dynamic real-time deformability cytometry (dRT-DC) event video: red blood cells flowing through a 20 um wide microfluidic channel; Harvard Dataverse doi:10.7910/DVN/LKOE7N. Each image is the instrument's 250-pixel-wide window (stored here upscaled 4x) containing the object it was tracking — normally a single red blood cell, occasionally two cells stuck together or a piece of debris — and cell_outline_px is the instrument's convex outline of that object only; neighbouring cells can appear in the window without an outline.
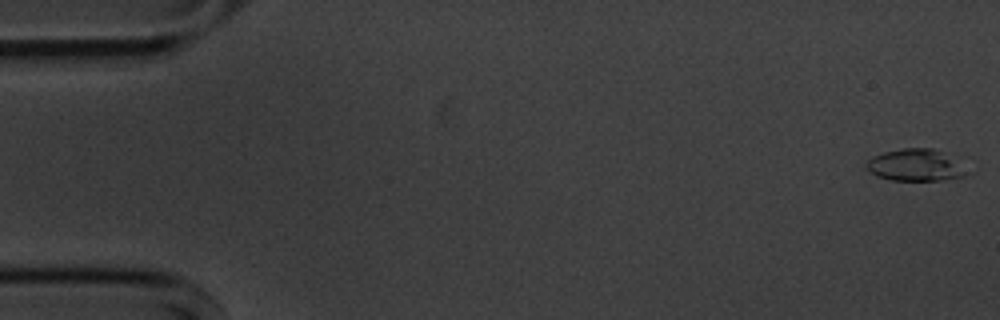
{"species": "common noctule bat (a hibernating species)", "species_latin": "Nyctalus noctula", "temperature_condition": "cold", "stored_images_in_passage": 55, "camera_frame_rate_fps": 3000, "um_per_image_px": 0.085, "animal": {"sex": "male", "body_mass_g": 20.1, "forearm_length_mm": 53.5}, "frame": {"image": 1, "passage_image": 1, "time_ms": 0.0, "image_size_px": [1000, 320], "cell_outline_px": [[964, 172], [960, 176], [940, 180], [892, 180], [876, 176], [864, 168], [864, 164], [872, 156], [884, 152], [904, 148], [932, 148]], "centroid_in_image_um": [77.53, 14.05], "position_along_channel_um": 7.5, "area_um2": 17.46}}
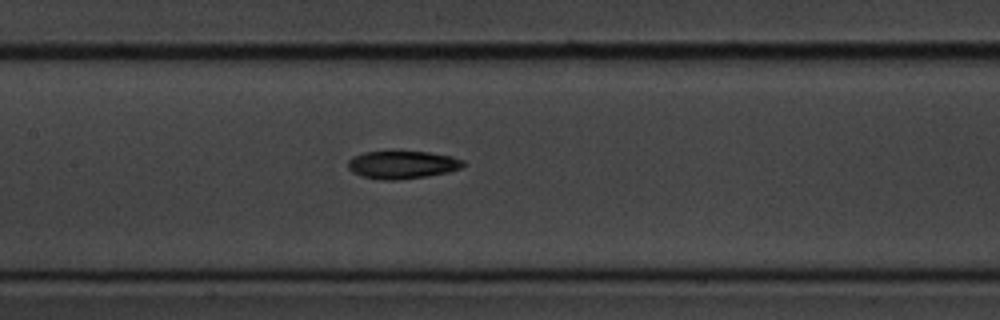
{"frame": {"image": 2, "passage_image": 26, "time_ms": 8.333, "image_size_px": [1000, 320], "cell_outline_px": [[464, 164], [460, 168], [448, 172], [424, 176], [396, 180], [380, 180], [364, 176], [352, 172], [348, 168], [348, 160], [352, 156], [364, 152], [428, 152], [452, 156], [464, 160]], "centroid_in_image_um": [34.17, 14.0], "position_along_channel_um": 173.2, "area_um2": 18.5}}
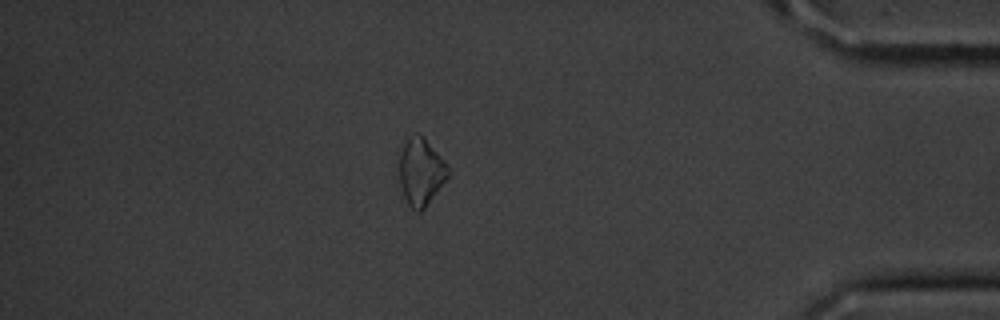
{"frame": {"image": 3, "passage_image": 48, "time_ms": 15.667, "image_size_px": [1000, 320], "cell_outline_px": [[448, 176], [424, 208], [420, 212], [416, 212], [408, 204], [400, 188], [400, 152], [408, 136], [412, 132], [424, 136], [448, 164]], "centroid_in_image_um": [35.76, 14.56], "position_along_channel_um": 399.4, "area_um2": 19.02}, "authors_computed_cell_mechanics": {"area_um2": 18.9584, "velocity_mm_per_s": 3.5992, "shape_relaxation_time_tau1_ms": 3.3032, "shape_relaxation_time_tau2_ms": null, "deformation_change_tau1": 0.1066, "deformation_change_tau2": null}}